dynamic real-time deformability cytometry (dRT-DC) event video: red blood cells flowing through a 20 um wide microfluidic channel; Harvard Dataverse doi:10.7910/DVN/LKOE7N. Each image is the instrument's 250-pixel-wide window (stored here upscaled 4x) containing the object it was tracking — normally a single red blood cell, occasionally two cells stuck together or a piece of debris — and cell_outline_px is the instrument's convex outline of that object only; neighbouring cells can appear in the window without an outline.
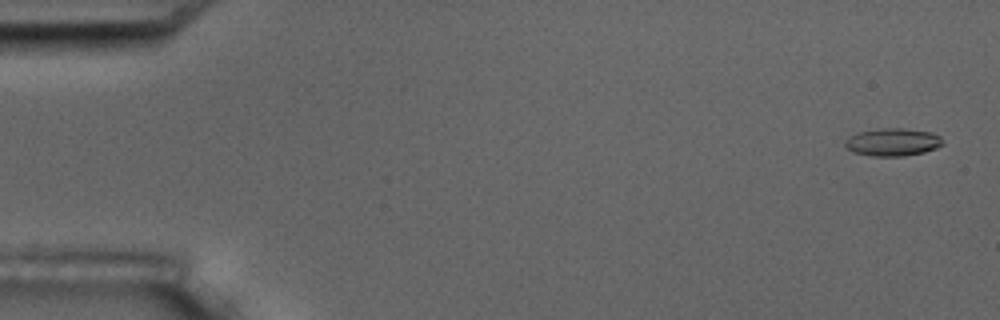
{"species": "common noctule bat (a hibernating species)", "species_latin": "Nyctalus noctula", "temperature_condition": "room temperature", "stored_images_in_passage": 4, "camera_frame_rate_fps": 3000, "um_per_image_px": 0.085, "animal": {"sex": "male", "body_mass_g": 17.5, "forearm_length_mm": 52.3}, "frame": {"image": 1, "passage_image": 1, "time_ms": 0.0, "image_size_px": [1000, 320], "cell_outline_px": [[944, 144], [936, 148], [924, 152], [904, 156], [872, 156], [852, 152], [844, 144], [844, 140], [848, 136], [856, 132], [880, 128], [900, 128], [932, 132], [940, 136]], "centroid_in_image_um": [75.85, 12.07], "position_along_channel_um": 9.1, "area_um2": 15.95}}
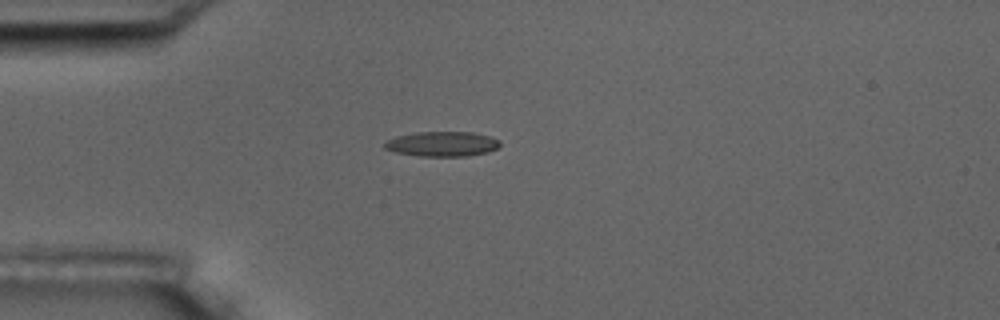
{"frame": {"image": 2, "passage_image": 4, "time_ms": 4.333, "image_size_px": [1000, 320], "cell_outline_px": [[500, 144], [496, 148], [488, 152], [468, 156], [416, 156], [396, 152], [384, 148], [384, 144], [388, 140], [396, 136], [416, 132], [472, 132], [488, 136], [500, 140]], "centroid_in_image_um": [37.58, 12.24], "position_along_channel_um": 47.4, "area_um2": 16.7}}